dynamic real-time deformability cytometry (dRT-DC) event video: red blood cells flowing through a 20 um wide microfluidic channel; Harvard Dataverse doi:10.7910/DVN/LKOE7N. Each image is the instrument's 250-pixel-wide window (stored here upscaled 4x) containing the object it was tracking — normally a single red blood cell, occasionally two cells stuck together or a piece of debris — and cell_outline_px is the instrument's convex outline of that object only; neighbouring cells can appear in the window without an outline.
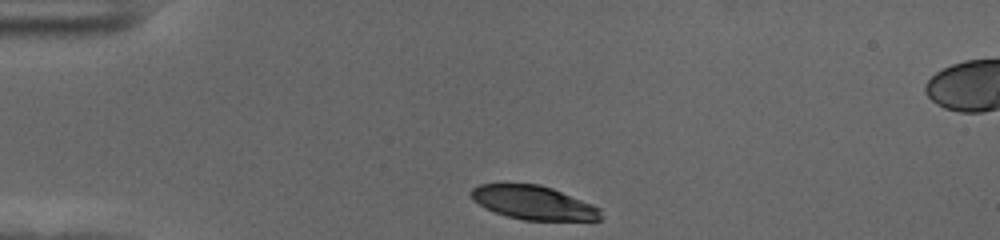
{"species": "human", "species_latin": "Homo sapiens", "temperature_condition": "cold", "stored_images_in_passage": 35, "camera_frame_rate_fps": 3000, "um_per_image_px": 0.085, "donor": {"sex": "female"}, "frame": {"image": 1, "passage_image": 1, "time_ms": 0.0, "image_size_px": [1000, 240], "cell_outline_px": [[600, 220], [524, 220], [508, 216], [484, 208], [468, 192], [472, 188], [480, 184], [536, 184], [552, 188], [592, 204], [600, 208]], "centroid_in_image_um": [45.34, 17.22], "position_along_channel_um": 39.7, "area_um2": 25.14}}
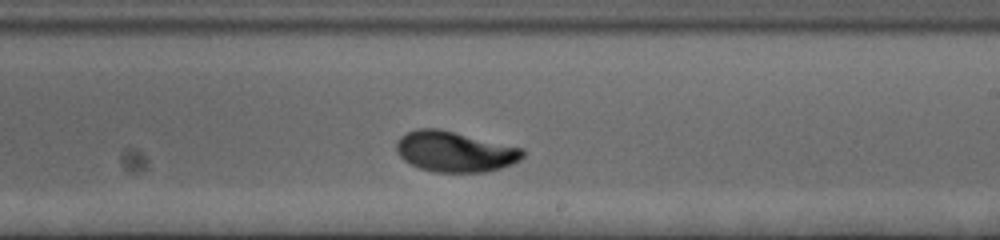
{"frame": {"image": 2, "passage_image": 22, "time_ms": 7.0, "image_size_px": [1000, 240], "cell_outline_px": [[524, 156], [520, 160], [512, 164], [488, 172], [436, 172], [420, 168], [404, 160], [396, 152], [396, 140], [400, 136], [416, 128], [440, 128], [524, 148]], "centroid_in_image_um": [38.67, 12.87], "position_along_channel_um": 250.3, "area_um2": 30.11}}
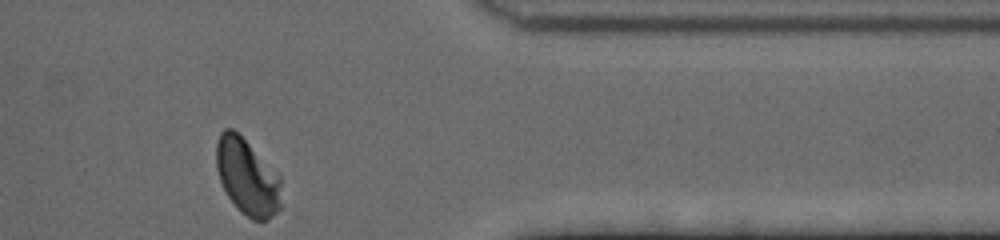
{"frame": {"image": 3, "passage_image": 35, "time_ms": 11.333, "image_size_px": [1000, 240], "cell_outline_px": [[280, 208], [268, 220], [252, 220], [240, 212], [228, 196], [220, 180], [216, 168], [216, 144], [220, 132], [224, 128], [232, 128], [280, 176]], "centroid_in_image_um": [20.99, 15.06], "position_along_channel_um": 390.4, "area_um2": 28.44}, "authors_computed_cell_mechanics": {"area_um2": 29.2468, "velocity_mm_per_s": 3.5795, "shape_relaxation_time_tau1_ms": 2.7929, "shape_relaxation_time_tau2_ms": null, "deformation_change_tau1": 0.1412, "deformation_change_tau2": null}}